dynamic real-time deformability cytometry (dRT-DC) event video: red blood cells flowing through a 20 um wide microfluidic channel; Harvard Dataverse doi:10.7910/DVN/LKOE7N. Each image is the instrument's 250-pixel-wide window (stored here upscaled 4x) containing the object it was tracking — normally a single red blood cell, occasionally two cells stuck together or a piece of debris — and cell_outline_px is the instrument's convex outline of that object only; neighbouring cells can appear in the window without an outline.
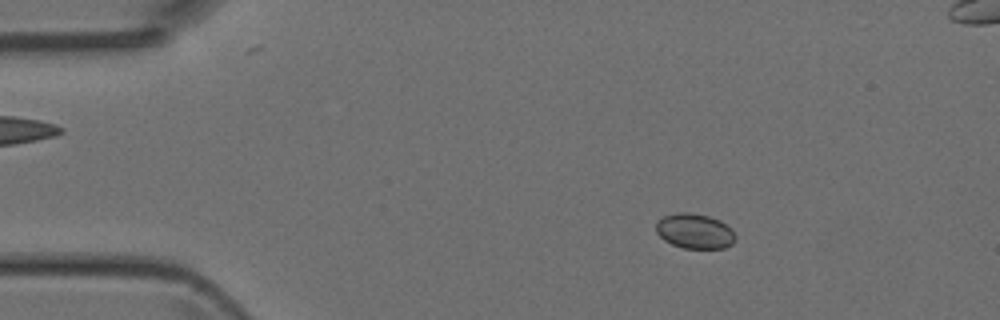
{"species": "Egyptian fruit bat (a non-hibernating species)", "species_latin": "Rousettus aegyptiacus", "temperature_condition": "room temperature", "stored_images_in_passage": 49, "camera_frame_rate_fps": 3000, "um_per_image_px": 0.085, "animal": {"sex": "female"}, "frame": {"image": 1, "passage_image": 8, "time_ms": 2.333, "image_size_px": [1000, 320], "cell_outline_px": [[736, 240], [732, 244], [724, 248], [684, 248], [672, 244], [664, 240], [656, 232], [656, 220], [664, 216], [676, 212], [688, 212], [708, 216], [720, 220], [732, 228], [736, 236]], "centroid_in_image_um": [59.06, 19.64], "position_along_channel_um": 25.9, "area_um2": 16.36}}
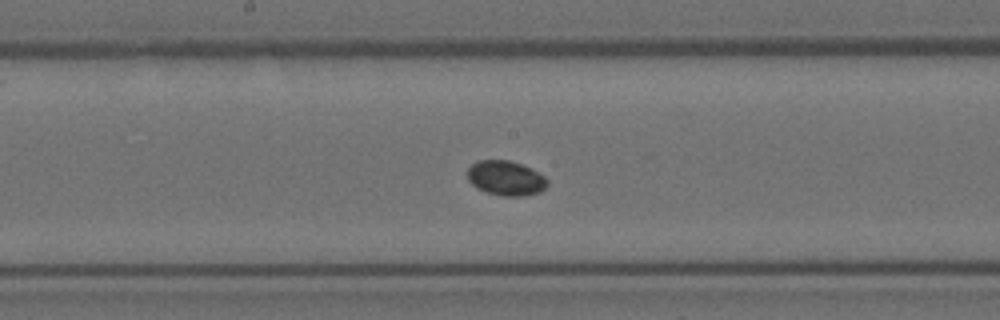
{"frame": {"image": 2, "passage_image": 25, "time_ms": 8.0, "image_size_px": [1000, 320], "cell_outline_px": [[548, 184], [540, 192], [524, 196], [504, 196], [488, 192], [476, 188], [468, 180], [468, 168], [476, 160], [508, 160], [532, 168], [544, 176], [548, 180]], "centroid_in_image_um": [43.0, 15.14], "position_along_channel_um": 205.2, "area_um2": 16.18}}
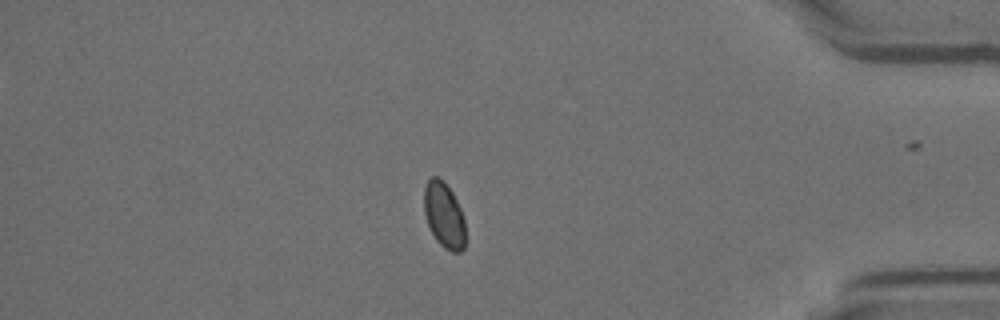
{"frame": {"image": 3, "passage_image": 41, "time_ms": 13.333, "image_size_px": [1000, 320], "cell_outline_px": [[464, 248], [460, 252], [452, 252], [444, 248], [436, 240], [428, 224], [424, 212], [424, 188], [428, 180], [432, 176], [436, 176], [444, 180], [452, 192], [460, 208], [464, 220]], "centroid_in_image_um": [37.73, 18.27], "position_along_channel_um": 397.5, "area_um2": 15.72}}